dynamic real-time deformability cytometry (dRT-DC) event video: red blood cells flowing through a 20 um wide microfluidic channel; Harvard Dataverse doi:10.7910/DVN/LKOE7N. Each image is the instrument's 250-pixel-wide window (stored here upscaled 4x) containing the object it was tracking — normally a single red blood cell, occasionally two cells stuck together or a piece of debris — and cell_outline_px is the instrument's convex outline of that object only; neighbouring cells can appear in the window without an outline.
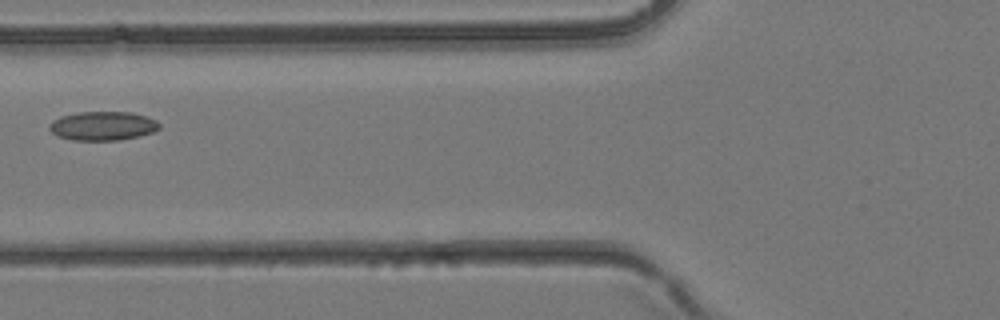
{"species": "common noctule bat (a hibernating species)", "species_latin": "Nyctalus noctula", "temperature_condition": "room temperature", "stored_images_in_passage": 36, "camera_frame_rate_fps": 3000, "um_per_image_px": 0.085, "animal": {"sex": "female", "body_mass_g": 24.6, "forearm_length_mm": 56.2}, "frame": {"image": 1, "passage_image": 12, "time_ms": 3.667, "image_size_px": [1000, 320], "cell_outline_px": [[160, 128], [152, 132], [140, 136], [120, 140], [72, 140], [56, 136], [48, 128], [48, 124], [52, 120], [60, 116], [76, 112], [132, 112], [156, 120], [160, 124]], "centroid_in_image_um": [8.7, 10.7], "position_along_channel_um": 117.1, "area_um2": 18.73}}
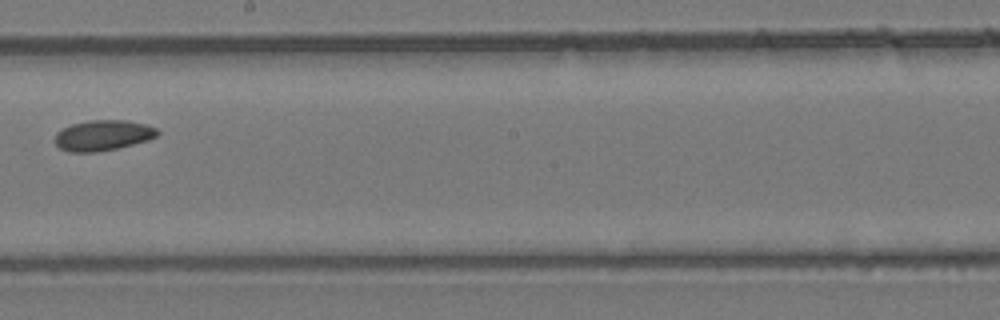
{"frame": {"image": 2, "passage_image": 19, "time_ms": 6.0, "image_size_px": [1000, 320], "cell_outline_px": [[160, 132], [156, 136], [148, 140], [116, 148], [96, 152], [68, 152], [60, 148], [52, 140], [56, 132], [72, 124], [88, 120], [124, 120], [144, 124], [156, 128]], "centroid_in_image_um": [8.7, 11.5], "position_along_channel_um": 239.5, "area_um2": 18.21}}
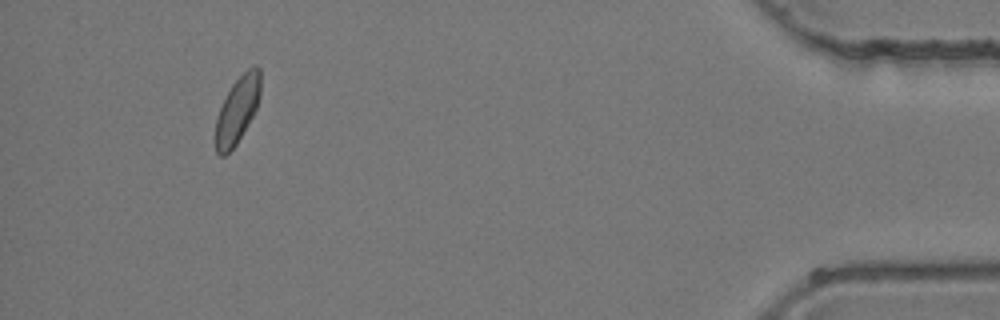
{"frame": {"image": 3, "passage_image": 33, "time_ms": 10.667, "image_size_px": [1000, 320], "cell_outline_px": [[260, 96], [256, 108], [248, 124], [236, 144], [224, 156], [220, 156], [216, 152], [216, 120], [220, 108], [232, 84], [252, 64], [256, 64], [260, 68]], "centroid_in_image_um": [20.19, 9.31], "position_along_channel_um": 415.0, "area_um2": 17.17}}